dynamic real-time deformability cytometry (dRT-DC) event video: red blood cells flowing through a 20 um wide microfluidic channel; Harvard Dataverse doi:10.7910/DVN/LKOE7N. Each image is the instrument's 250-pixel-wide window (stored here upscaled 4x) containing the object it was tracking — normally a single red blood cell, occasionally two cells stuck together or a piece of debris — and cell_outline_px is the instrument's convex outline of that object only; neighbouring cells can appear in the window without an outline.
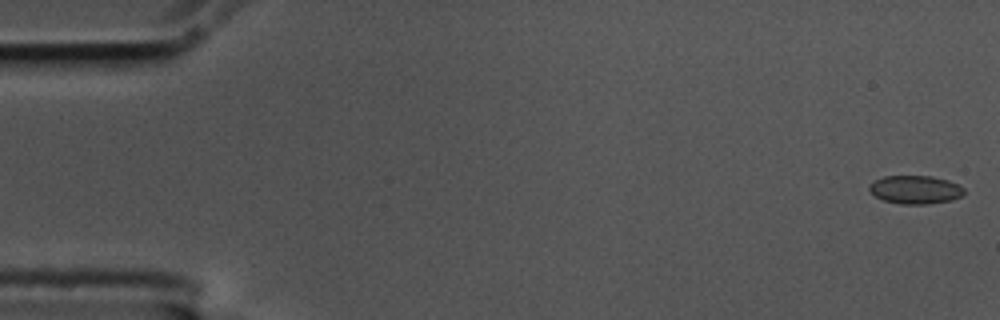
{"species": "common noctule bat (a hibernating species)", "species_latin": "Nyctalus noctula", "temperature_condition": "cold", "stored_images_in_passage": 57, "camera_frame_rate_fps": 3000, "um_per_image_px": 0.085, "animal": {"sex": "male", "body_mass_g": 17.5, "forearm_length_mm": 52.3}, "frame": {"image": 1, "passage_image": 1, "time_ms": 0.0, "image_size_px": [1000, 320], "cell_outline_px": [[964, 192], [960, 196], [952, 200], [928, 204], [900, 204], [884, 200], [876, 196], [868, 188], [876, 180], [884, 176], [932, 176], [948, 180], [960, 184], [964, 188]], "centroid_in_image_um": [77.85, 16.12], "position_along_channel_um": 7.2, "area_um2": 15.55}}
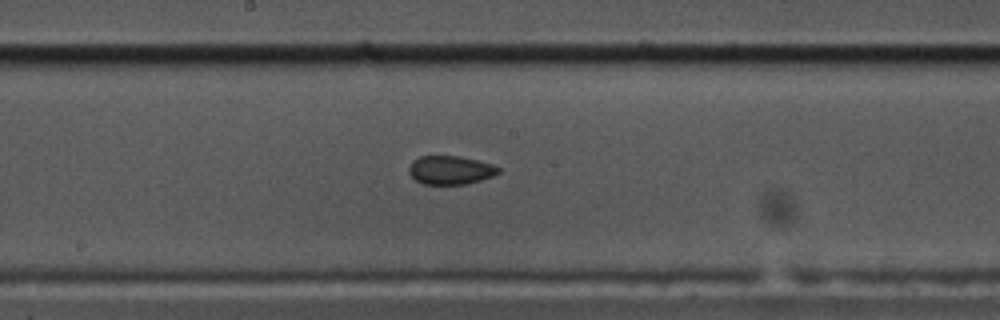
{"frame": {"image": 2, "passage_image": 30, "time_ms": 9.667, "image_size_px": [1000, 320], "cell_outline_px": [[500, 172], [492, 176], [480, 180], [464, 184], [424, 184], [416, 180], [408, 172], [408, 168], [412, 160], [420, 156], [460, 156], [492, 164], [500, 168]], "centroid_in_image_um": [38.26, 14.45], "position_along_channel_um": 209.9, "area_um2": 14.85}}
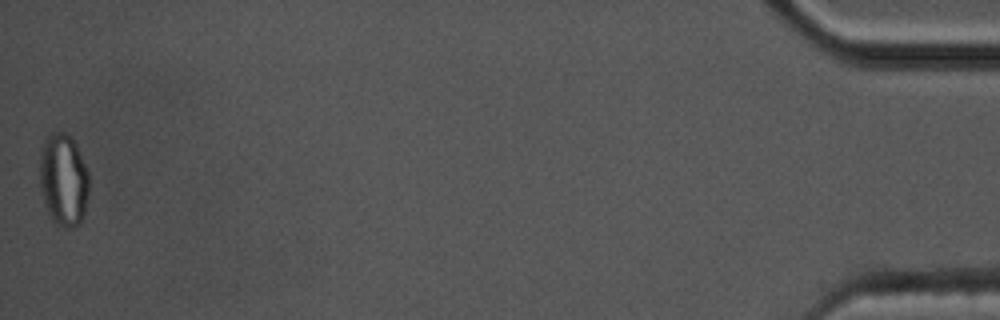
{"frame": {"image": 3, "passage_image": 57, "time_ms": 18.667, "image_size_px": [1000, 320], "cell_outline_px": [[88, 192], [84, 212], [80, 224], [72, 228], [64, 228], [56, 224], [52, 220], [48, 212], [44, 200], [40, 184], [40, 156], [44, 140], [52, 132], [64, 132], [76, 144], [88, 172]], "centroid_in_image_um": [5.39, 15.31], "position_along_channel_um": 429.8, "area_um2": 26.36}, "authors_computed_cell_mechanics": {"area_um2": 15.4904, "velocity_mm_per_s": 3.5172, "shape_relaxation_time_tau1_ms": null, "shape_relaxation_time_tau2_ms": 2.241, "deformation_change_tau1": null, "deformation_change_tau2": 0.0585}}